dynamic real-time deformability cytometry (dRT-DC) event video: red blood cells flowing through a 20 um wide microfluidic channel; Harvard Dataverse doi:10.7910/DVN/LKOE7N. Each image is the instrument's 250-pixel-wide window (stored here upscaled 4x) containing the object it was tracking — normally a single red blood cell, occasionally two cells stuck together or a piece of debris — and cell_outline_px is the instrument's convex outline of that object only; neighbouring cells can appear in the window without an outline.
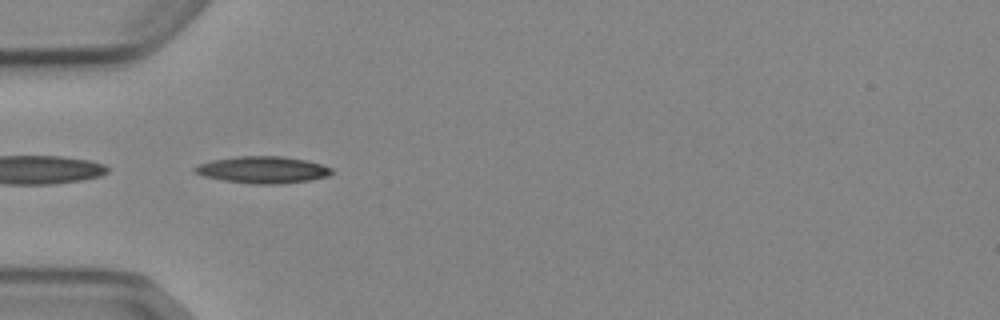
{"species": "Egyptian fruit bat (a non-hibernating species)", "species_latin": "Rousettus aegyptiacus", "temperature_condition": "cold", "stored_images_in_passage": 4, "camera_frame_rate_fps": 3000, "um_per_image_px": 0.085, "animal": {"sex": "female"}, "frame": {"image": 1, "passage_image": 3, "time_ms": 2.333, "image_size_px": [1000, 320], "cell_outline_px": [[336, 172], [328, 176], [308, 180], [280, 184], [252, 184], [224, 180], [204, 176], [192, 172], [192, 168], [200, 164], [212, 160], [236, 156], [284, 156], [308, 160], [332, 168]], "centroid_in_image_um": [22.35, 14.43], "position_along_channel_um": 62.7, "area_um2": 21.56}}
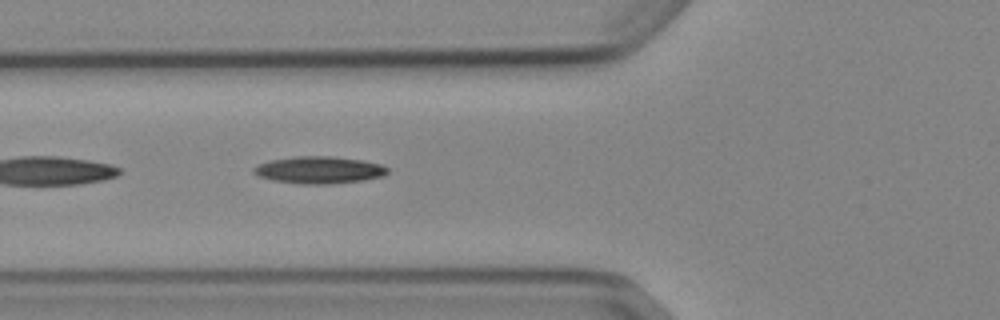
{"frame": {"image": 2, "passage_image": 4, "time_ms": 3.333, "image_size_px": [1000, 320], "cell_outline_px": [[388, 172], [384, 176], [364, 180], [328, 184], [304, 184], [272, 180], [260, 176], [252, 172], [252, 168], [256, 164], [268, 160], [296, 156], [332, 156], [360, 160], [380, 164], [388, 168]], "centroid_in_image_um": [27.09, 14.44], "position_along_channel_um": 98.7, "area_um2": 21.21}}